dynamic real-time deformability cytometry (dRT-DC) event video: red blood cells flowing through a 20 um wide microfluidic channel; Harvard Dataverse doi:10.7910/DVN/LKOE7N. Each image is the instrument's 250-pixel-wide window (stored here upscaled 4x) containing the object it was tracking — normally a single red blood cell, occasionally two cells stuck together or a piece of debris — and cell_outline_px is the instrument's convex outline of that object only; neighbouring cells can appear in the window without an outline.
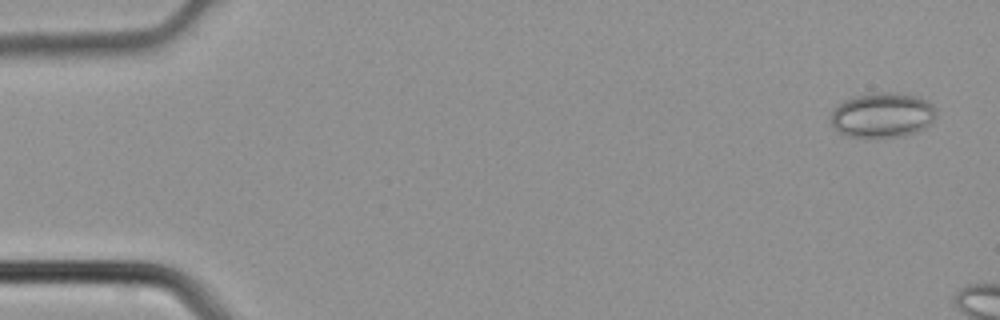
{"species": "common noctule bat (a hibernating species)", "species_latin": "Nyctalus noctula", "temperature_condition": "cold", "stored_images_in_passage": 3, "camera_frame_rate_fps": 3000, "um_per_image_px": 0.085, "animal": {"sex": "male", "body_mass_g": 21.5, "forearm_length_mm": 52.0}, "frame": {"image": 1, "passage_image": 1, "time_ms": 0.0, "image_size_px": [1000, 320], "cell_outline_px": [[936, 116], [924, 128], [916, 132], [904, 136], [848, 136], [840, 132], [832, 124], [832, 112], [844, 100], [852, 96], [872, 92], [896, 92], [920, 96], [932, 104], [936, 108]], "centroid_in_image_um": [75.05, 9.74], "position_along_channel_um": 10.0, "area_um2": 27.46}}